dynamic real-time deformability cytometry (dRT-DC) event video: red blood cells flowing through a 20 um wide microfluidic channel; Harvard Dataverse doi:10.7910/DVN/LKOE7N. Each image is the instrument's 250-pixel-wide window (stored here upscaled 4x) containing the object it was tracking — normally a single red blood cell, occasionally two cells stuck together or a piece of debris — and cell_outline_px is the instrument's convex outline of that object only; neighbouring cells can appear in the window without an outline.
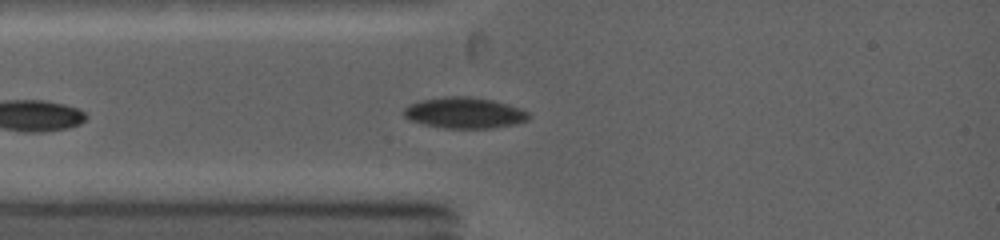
{"species": "common noctule bat (a hibernating species)", "species_latin": "Nyctalus noctula", "temperature_condition": "warm", "stored_images_in_passage": 35, "camera_frame_rate_fps": 5000, "um_per_image_px": 0.085, "animal": {"sex": "female", "body_mass_g": 19.0, "forearm_length_mm": 53.3}, "frame": {"image": 1, "passage_image": 6, "time_ms": 1.6, "image_size_px": [1000, 240], "cell_outline_px": [[532, 116], [528, 120], [512, 124], [492, 128], [444, 128], [424, 124], [408, 120], [404, 116], [404, 108], [408, 104], [420, 100], [444, 96], [468, 96], [492, 100], [520, 108], [528, 112]], "centroid_in_image_um": [39.45, 9.58], "position_along_channel_um": 45.6, "area_um2": 22.6}}
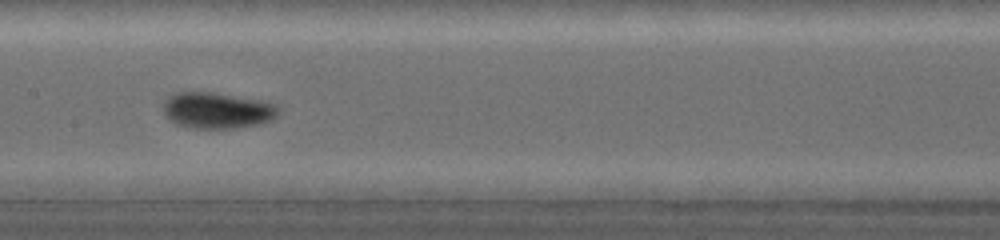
{"frame": {"image": 2, "passage_image": 16, "time_ms": 5.0, "image_size_px": [1000, 240], "cell_outline_px": [[280, 108], [276, 116], [272, 120], [260, 124], [232, 128], [196, 128], [176, 124], [164, 116], [164, 100], [168, 96], [176, 92], [212, 92], [264, 100], [276, 104]], "centroid_in_image_um": [18.47, 9.37], "position_along_channel_um": 188.9, "area_um2": 24.45}, "authors_computed_cell_mechanics": {"area_um2": 22.831, "velocity_mm_per_s": 4.2212, "shape_relaxation_time_tau1_ms": 2.9588, "shape_relaxation_time_tau2_ms": null, "deformation_change_tau1": 0.0864, "deformation_change_tau2": null}}